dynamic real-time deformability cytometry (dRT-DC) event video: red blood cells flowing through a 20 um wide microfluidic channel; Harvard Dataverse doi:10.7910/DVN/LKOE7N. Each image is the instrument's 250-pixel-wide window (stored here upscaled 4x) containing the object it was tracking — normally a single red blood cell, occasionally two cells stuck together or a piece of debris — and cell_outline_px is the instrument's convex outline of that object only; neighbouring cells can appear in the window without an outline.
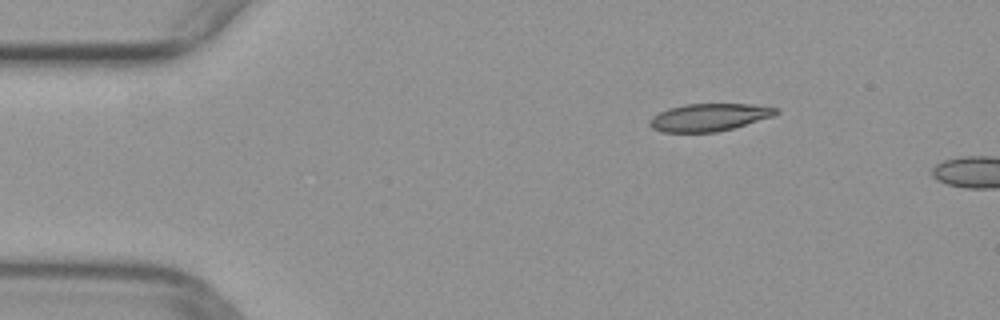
{"species": "common noctule bat (a hibernating species)", "species_latin": "Nyctalus noctula", "temperature_condition": "warm", "stored_images_in_passage": 8, "camera_frame_rate_fps": 3000, "um_per_image_px": 0.085, "animal": {"sex": "female", "body_mass_g": 29.2, "forearm_length_mm": 56.3}, "frame": {"image": 1, "passage_image": 5, "time_ms": 1.333, "image_size_px": [1000, 320], "cell_outline_px": [[780, 112], [772, 116], [732, 128], [716, 132], [664, 132], [652, 128], [648, 124], [648, 120], [652, 116], [668, 108], [684, 104], [752, 104], [780, 108]], "centroid_in_image_um": [60.25, 9.96], "position_along_channel_um": 24.7, "area_um2": 20.23}}